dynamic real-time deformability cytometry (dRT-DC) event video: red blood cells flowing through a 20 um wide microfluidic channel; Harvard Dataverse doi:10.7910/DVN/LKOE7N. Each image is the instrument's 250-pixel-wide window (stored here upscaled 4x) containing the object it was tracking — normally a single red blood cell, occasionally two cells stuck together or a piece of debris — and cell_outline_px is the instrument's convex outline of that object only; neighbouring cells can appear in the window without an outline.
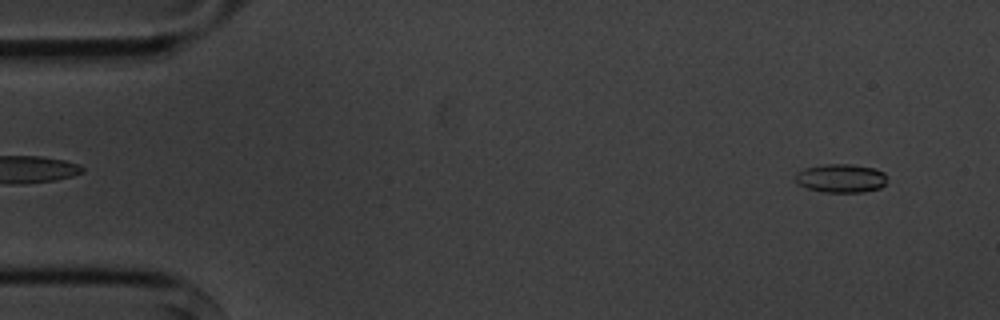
{"species": "common noctule bat (a hibernating species)", "species_latin": "Nyctalus noctula", "temperature_condition": "cold", "stored_images_in_passage": 6, "camera_frame_rate_fps": 3000, "um_per_image_px": 0.085, "animal": {"sex": "male", "body_mass_g": 20.1, "forearm_length_mm": 53.5}, "frame": {"image": 1, "passage_image": 1, "time_ms": 0.0, "image_size_px": [1000, 320], "cell_outline_px": [[888, 176], [884, 184], [880, 188], [864, 192], [824, 192], [808, 188], [800, 184], [796, 180], [796, 172], [804, 168], [824, 164], [852, 164], [876, 168], [884, 172]], "centroid_in_image_um": [71.52, 15.14], "position_along_channel_um": 13.5, "area_um2": 15.37}}
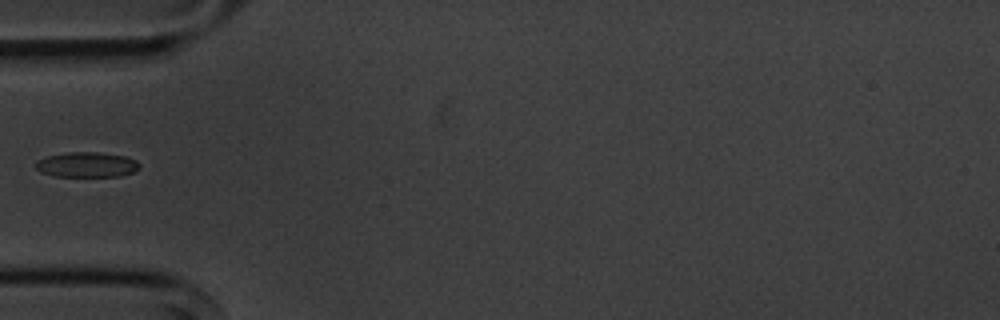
{"frame": {"image": 2, "passage_image": 5, "time_ms": 4.667, "image_size_px": [1000, 320], "cell_outline_px": [[140, 168], [132, 172], [120, 176], [56, 176], [40, 172], [36, 168], [36, 160], [48, 156], [68, 152], [100, 152], [124, 156], [136, 160], [140, 164]], "centroid_in_image_um": [7.38, 13.99], "position_along_channel_um": 77.6, "area_um2": 15.14}}
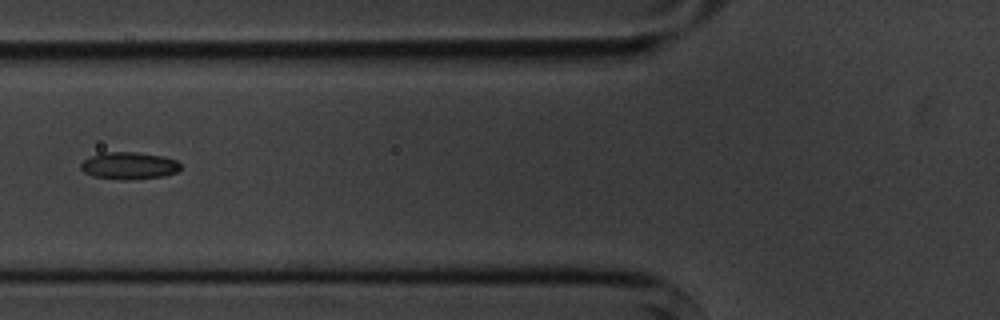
{"frame": {"image": 3, "passage_image": 6, "time_ms": 5.667, "image_size_px": [1000, 320], "cell_outline_px": [[180, 168], [176, 172], [164, 176], [132, 180], [120, 180], [92, 176], [84, 172], [80, 168], [80, 164], [84, 160], [92, 156], [104, 152], [136, 152], [164, 156], [176, 160], [180, 164]], "centroid_in_image_um": [10.96, 14.09], "position_along_channel_um": 114.8, "area_um2": 15.9}}